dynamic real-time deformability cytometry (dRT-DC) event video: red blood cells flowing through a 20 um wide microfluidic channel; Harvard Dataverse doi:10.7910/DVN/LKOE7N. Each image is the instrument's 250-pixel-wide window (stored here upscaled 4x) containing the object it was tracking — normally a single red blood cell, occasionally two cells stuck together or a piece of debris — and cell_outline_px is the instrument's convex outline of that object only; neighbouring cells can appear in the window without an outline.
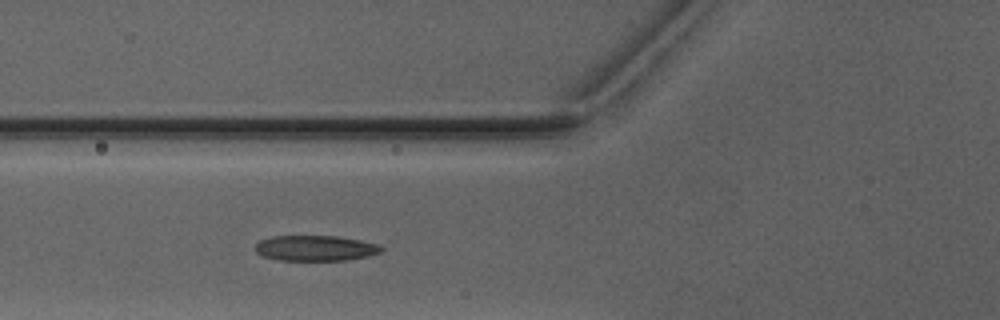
{"species": "Egyptian fruit bat (a non-hibernating species)", "species_latin": "Rousettus aegyptiacus", "temperature_condition": "warm", "stored_images_in_passage": 2, "camera_frame_rate_fps": 3000, "um_per_image_px": 0.085, "animal": {"sex": "male"}, "frame": {"image": 1, "passage_image": 2, "time_ms": 2.667, "image_size_px": [1000, 320], "cell_outline_px": [[384, 248], [380, 252], [368, 256], [344, 260], [280, 260], [264, 256], [256, 252], [252, 248], [260, 240], [272, 236], [336, 236], [360, 240], [376, 244]], "centroid_in_image_um": [26.77, 21.09], "position_along_channel_um": 99.0, "area_um2": 18.61}}